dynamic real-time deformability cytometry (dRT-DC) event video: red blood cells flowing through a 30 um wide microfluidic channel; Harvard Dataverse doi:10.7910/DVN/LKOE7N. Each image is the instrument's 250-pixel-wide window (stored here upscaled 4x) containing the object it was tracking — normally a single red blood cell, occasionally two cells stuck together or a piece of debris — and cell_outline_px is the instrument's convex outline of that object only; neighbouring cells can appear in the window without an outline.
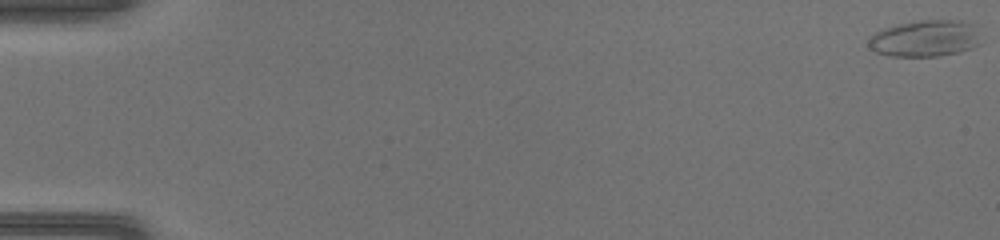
{"species": "common noctule bat (a hibernating species)", "species_latin": "Nyctalus noctula", "temperature_condition": "warm", "stored_images_in_passage": 51, "camera_frame_rate_fps": 3000, "um_per_image_px": 0.085, "animal": {"sex": "female", "body_mass_g": 17.0, "forearm_length_mm": 48.0}, "frame": {"image": 1, "passage_image": 1, "time_ms": 0.0, "image_size_px": [1000, 240], "cell_outline_px": [[980, 44], [972, 48], [960, 52], [940, 56], [892, 56], [876, 52], [868, 44], [868, 40], [876, 32], [884, 28], [900, 24], [920, 20], [960, 20], [972, 24]], "centroid_in_image_um": [78.63, 3.27], "position_along_channel_um": 6.4, "area_um2": 23.58}}
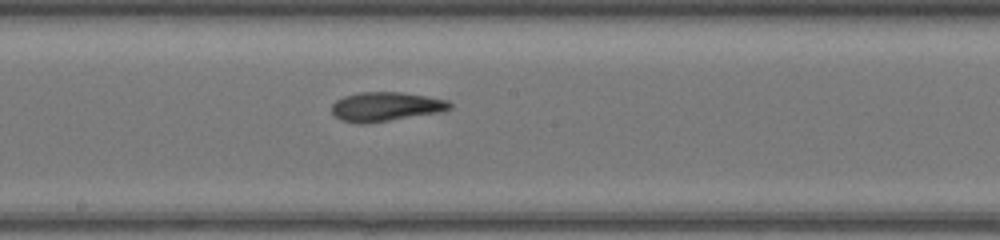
{"frame": {"image": 2, "passage_image": 29, "time_ms": 9.333, "image_size_px": [1000, 240], "cell_outline_px": [[452, 108], [444, 112], [364, 124], [360, 124], [340, 120], [332, 112], [332, 104], [336, 100], [344, 96], [360, 92], [400, 92], [428, 96], [448, 100], [452, 104]], "centroid_in_image_um": [32.83, 9.07], "position_along_channel_um": 215.4, "area_um2": 20.29}}
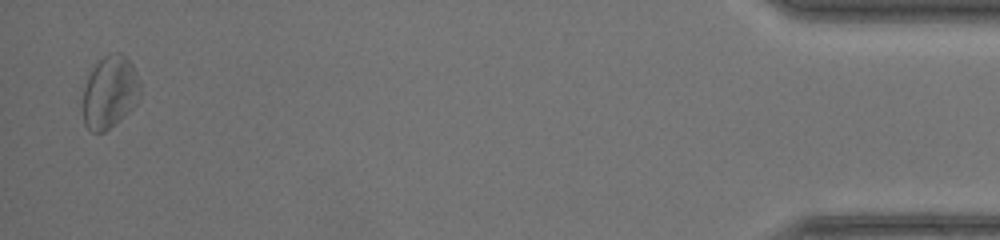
{"frame": {"image": 3, "passage_image": 50, "time_ms": 16.333, "image_size_px": [1000, 240], "cell_outline_px": [[140, 92], [136, 104], [128, 112], [104, 132], [92, 132], [84, 124], [80, 108], [84, 88], [88, 76], [92, 68], [104, 56], [120, 52], [132, 64], [140, 80]], "centroid_in_image_um": [9.29, 7.86], "position_along_channel_um": 425.9, "area_um2": 24.33}, "authors_computed_cell_mechanics": {"area_um2": 21.3282, "velocity_mm_per_s": 4.2276, "shape_relaxation_time_tau1_ms": 7.0031, "shape_relaxation_time_tau2_ms": 3.203, "deformation_change_tau1": 0.1702, "deformation_change_tau2": 0.1225}}